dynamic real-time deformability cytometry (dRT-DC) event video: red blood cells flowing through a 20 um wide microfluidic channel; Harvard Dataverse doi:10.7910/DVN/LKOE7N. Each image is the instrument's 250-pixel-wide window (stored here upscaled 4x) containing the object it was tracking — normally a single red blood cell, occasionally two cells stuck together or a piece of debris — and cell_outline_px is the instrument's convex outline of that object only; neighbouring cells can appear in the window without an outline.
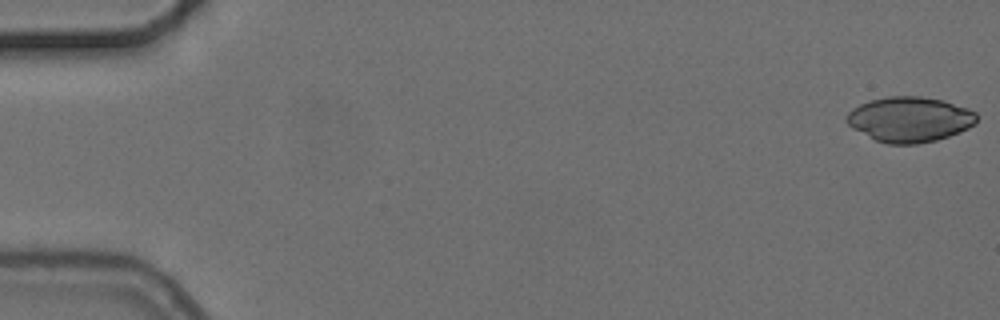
{"species": "common noctule bat (a hibernating species)", "species_latin": "Nyctalus noctula", "temperature_condition": "cold", "stored_images_in_passage": 5, "camera_frame_rate_fps": 3000, "um_per_image_px": 0.085, "animal": {"sex": "female", "body_mass_g": 24.6, "forearm_length_mm": 56.2}, "frame": {"image": 1, "passage_image": 1, "time_ms": 0.0, "image_size_px": [1000, 320], "cell_outline_px": [[976, 124], [960, 132], [936, 140], [916, 144], [888, 144], [876, 140], [852, 128], [844, 120], [844, 116], [852, 108], [860, 104], [872, 100], [888, 96], [920, 96], [944, 100], [968, 108], [976, 112]], "centroid_in_image_um": [77.31, 10.14], "position_along_channel_um": 7.7, "area_um2": 34.39}}